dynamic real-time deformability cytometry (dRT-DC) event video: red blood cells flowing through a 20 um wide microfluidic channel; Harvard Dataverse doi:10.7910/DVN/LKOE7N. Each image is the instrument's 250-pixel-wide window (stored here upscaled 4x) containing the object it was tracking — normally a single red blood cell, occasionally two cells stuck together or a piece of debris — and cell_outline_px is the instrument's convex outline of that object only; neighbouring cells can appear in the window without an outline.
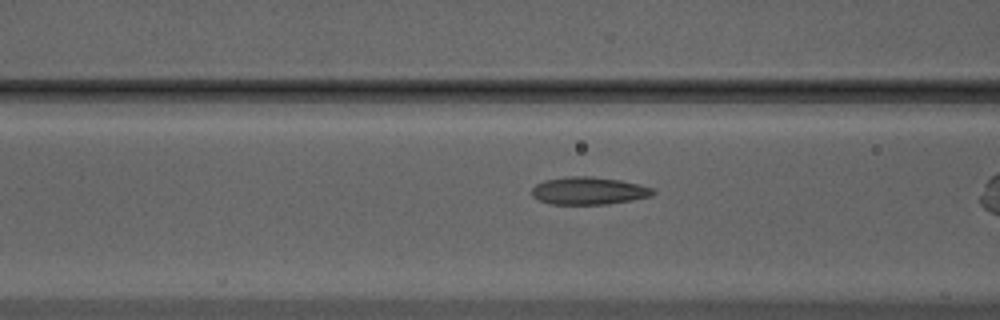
{"species": "Egyptian fruit bat (a non-hibernating species)", "species_latin": "Rousettus aegyptiacus", "temperature_condition": "warm", "stored_images_in_passage": 29, "camera_frame_rate_fps": 3000, "um_per_image_px": 0.085, "animal": {"sex": "male"}, "frame": {"image": 1, "passage_image": 9, "time_ms": 2.667, "image_size_px": [1000, 320], "cell_outline_px": [[656, 192], [652, 196], [632, 200], [604, 204], [552, 204], [540, 200], [532, 196], [532, 188], [536, 184], [544, 180], [568, 176], [592, 176], [620, 180], [652, 188]], "centroid_in_image_um": [50.03, 16.21], "position_along_channel_um": 116.6, "area_um2": 19.36}}